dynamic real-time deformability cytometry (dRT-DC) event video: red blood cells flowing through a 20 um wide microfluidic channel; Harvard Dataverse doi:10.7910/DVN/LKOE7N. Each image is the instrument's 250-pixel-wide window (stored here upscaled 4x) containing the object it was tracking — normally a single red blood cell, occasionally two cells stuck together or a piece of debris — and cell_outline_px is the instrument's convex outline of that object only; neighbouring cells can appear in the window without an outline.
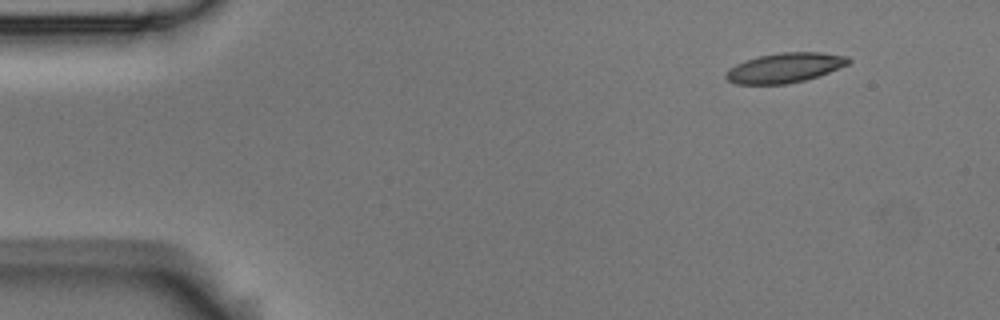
{"species": "Egyptian fruit bat (a non-hibernating species)", "species_latin": "Rousettus aegyptiacus", "temperature_condition": "room temperature", "stored_images_in_passage": 4, "camera_frame_rate_fps": 3000, "um_per_image_px": 0.085, "animal": {"sex": "male"}, "frame": {"image": 1, "passage_image": 4, "time_ms": 1.0, "image_size_px": [1000, 320], "cell_outline_px": [[852, 60], [848, 64], [828, 72], [804, 80], [784, 84], [736, 84], [728, 80], [724, 76], [728, 68], [736, 64], [760, 56], [780, 52], [820, 52], [848, 56]], "centroid_in_image_um": [66.7, 5.75], "position_along_channel_um": 18.3, "area_um2": 21.04}}